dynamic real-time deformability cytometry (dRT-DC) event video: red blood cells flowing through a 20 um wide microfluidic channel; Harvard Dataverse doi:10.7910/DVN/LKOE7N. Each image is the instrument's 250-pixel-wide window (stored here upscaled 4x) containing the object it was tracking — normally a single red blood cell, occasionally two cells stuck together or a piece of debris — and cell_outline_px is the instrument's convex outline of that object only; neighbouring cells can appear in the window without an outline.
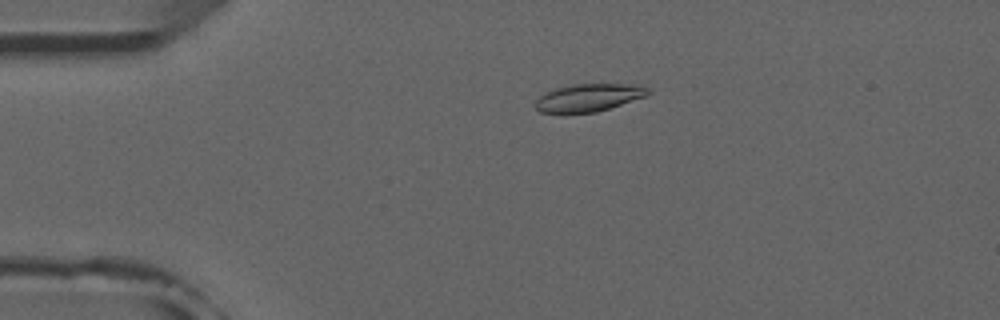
{"species": "common noctule bat (a hibernating species)", "species_latin": "Nyctalus noctula", "temperature_condition": "room temperature", "stored_images_in_passage": 52, "camera_frame_rate_fps": 3000, "um_per_image_px": 0.085, "animal": {"sex": "male", "forearm_length_mm": 52.5}, "frame": {"image": 1, "passage_image": 11, "time_ms": 3.333, "image_size_px": [1000, 320], "cell_outline_px": [[652, 92], [644, 96], [596, 112], [540, 112], [536, 108], [536, 100], [544, 92], [556, 88], [572, 84], [640, 84], [648, 88]], "centroid_in_image_um": [50.04, 8.27], "position_along_channel_um": 35.0, "area_um2": 17.86}}
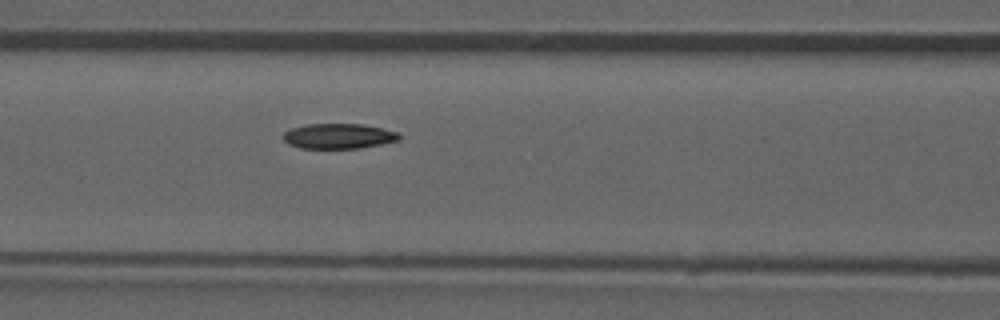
{"frame": {"image": 2, "passage_image": 22, "time_ms": 7.0, "image_size_px": [1000, 320], "cell_outline_px": [[400, 140], [360, 148], [300, 148], [288, 144], [284, 140], [284, 132], [292, 128], [308, 124], [364, 124], [396, 132], [400, 136]], "centroid_in_image_um": [28.77, 11.57], "position_along_channel_um": 137.8, "area_um2": 16.82}}
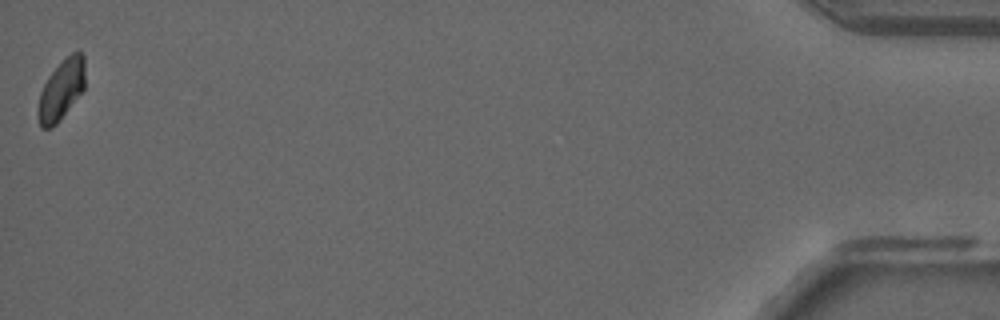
{"frame": {"image": 3, "passage_image": 52, "time_ms": 17.0, "image_size_px": [1000, 320], "cell_outline_px": [[84, 88], [56, 124], [48, 128], [40, 128], [36, 112], [40, 92], [48, 76], [72, 52], [80, 52], [84, 56]], "centroid_in_image_um": [5.17, 7.66], "position_along_channel_um": 430.0, "area_um2": 16.13}, "authors_computed_cell_mechanics": {"area_um2": 17.7157, "velocity_mm_per_s": 3.9158, "shape_relaxation_time_tau1_ms": 7.5371, "shape_relaxation_time_tau2_ms": null, "deformation_change_tau1": 0.1502, "deformation_change_tau2": null}}